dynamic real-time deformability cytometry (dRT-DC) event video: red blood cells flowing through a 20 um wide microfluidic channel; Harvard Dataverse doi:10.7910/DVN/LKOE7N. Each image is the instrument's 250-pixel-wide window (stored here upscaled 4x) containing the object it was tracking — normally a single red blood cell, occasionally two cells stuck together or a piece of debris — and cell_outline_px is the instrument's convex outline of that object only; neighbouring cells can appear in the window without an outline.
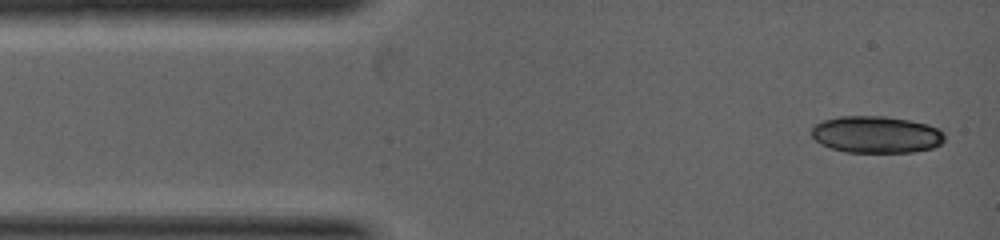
{"species": "common noctule bat (a hibernating species)", "species_latin": "Nyctalus noctula", "temperature_condition": "warm", "stored_images_in_passage": 4, "camera_frame_rate_fps": 5000, "um_per_image_px": 0.085, "animal": {"sex": "female", "body_mass_g": 19.0, "forearm_length_mm": 53.3}, "frame": {"image": 1, "passage_image": 1, "time_ms": 0.0, "image_size_px": [1000, 240], "cell_outline_px": [[944, 140], [940, 144], [932, 148], [912, 152], [844, 152], [820, 144], [812, 136], [812, 124], [824, 120], [840, 116], [884, 116], [908, 120], [928, 124], [944, 132]], "centroid_in_image_um": [74.46, 11.43], "position_along_channel_um": 10.5, "area_um2": 28.67}}